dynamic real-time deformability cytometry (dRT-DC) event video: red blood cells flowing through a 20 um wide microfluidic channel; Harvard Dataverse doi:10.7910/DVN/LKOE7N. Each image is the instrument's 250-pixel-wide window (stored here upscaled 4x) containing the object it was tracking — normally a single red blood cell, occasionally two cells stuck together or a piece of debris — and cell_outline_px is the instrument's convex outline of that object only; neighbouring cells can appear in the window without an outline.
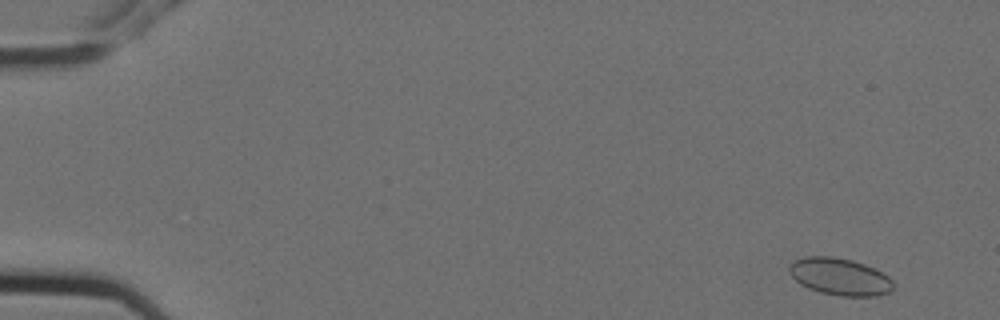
{"species": "Egyptian fruit bat (a non-hibernating species)", "species_latin": "Rousettus aegyptiacus", "temperature_condition": "cold", "stored_images_in_passage": 6, "camera_frame_rate_fps": 3000, "um_per_image_px": 0.085, "animal": {"sex": "female"}, "frame": {"image": 1, "passage_image": 1, "time_ms": 0.0, "image_size_px": [1000, 320], "cell_outline_px": [[892, 288], [888, 292], [876, 296], [840, 296], [820, 292], [808, 288], [800, 284], [788, 272], [788, 268], [796, 260], [804, 256], [832, 256], [852, 260], [864, 264], [888, 276], [892, 280]], "centroid_in_image_um": [71.35, 23.51], "position_along_channel_um": 13.6, "area_um2": 22.31}}
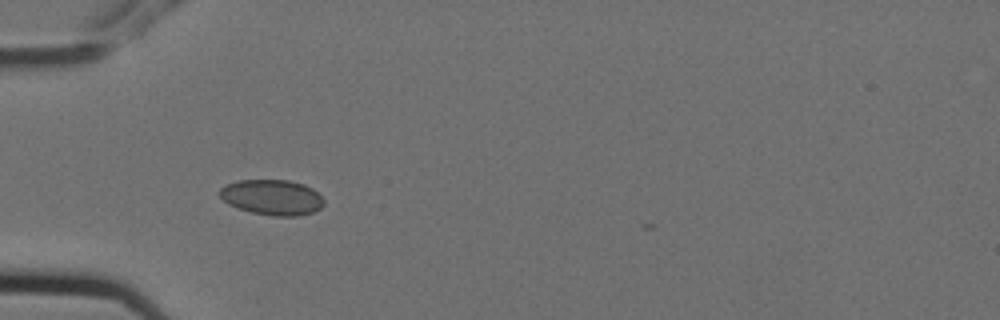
{"frame": {"image": 2, "passage_image": 5, "time_ms": 1.333, "image_size_px": [1000, 320], "cell_outline_px": [[324, 204], [320, 208], [312, 212], [300, 216], [272, 216], [252, 212], [236, 208], [228, 204], [220, 196], [220, 188], [228, 184], [240, 180], [288, 180], [304, 184], [312, 188], [324, 200]], "centroid_in_image_um": [23.13, 16.78], "position_along_channel_um": 61.9, "area_um2": 21.44}}
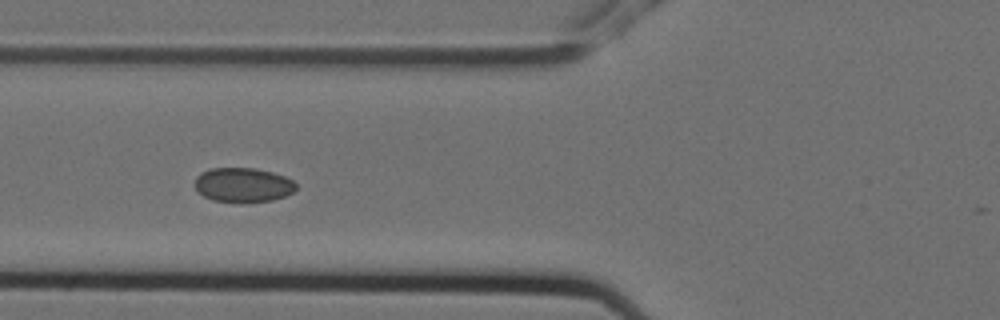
{"frame": {"image": 3, "passage_image": 6, "time_ms": 1.667, "image_size_px": [1000, 320], "cell_outline_px": [[296, 188], [292, 192], [284, 196], [272, 200], [240, 204], [212, 200], [204, 196], [196, 188], [196, 176], [200, 172], [208, 168], [256, 168], [272, 172], [284, 176], [292, 180], [296, 184]], "centroid_in_image_um": [20.64, 15.73], "position_along_channel_um": 105.2, "area_um2": 20.58}}